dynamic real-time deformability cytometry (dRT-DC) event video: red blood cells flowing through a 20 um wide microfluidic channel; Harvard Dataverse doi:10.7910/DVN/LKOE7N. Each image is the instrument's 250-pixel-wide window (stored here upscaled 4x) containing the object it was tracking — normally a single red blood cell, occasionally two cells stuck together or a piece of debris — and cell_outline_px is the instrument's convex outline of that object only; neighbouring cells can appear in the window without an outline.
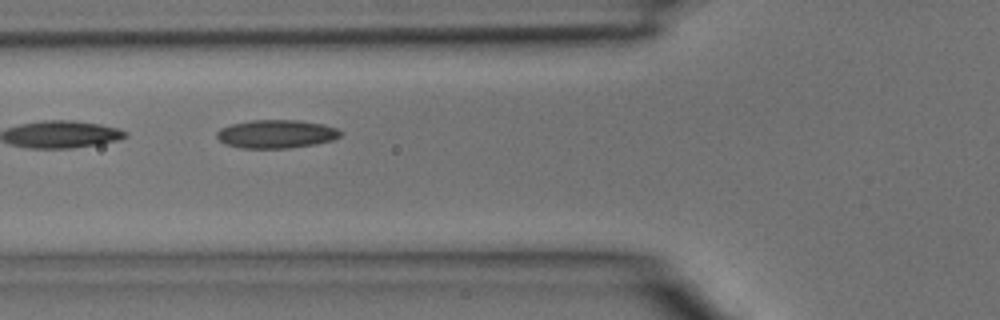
{"species": "common noctule bat (a hibernating species)", "species_latin": "Nyctalus noctula", "temperature_condition": "room temperature", "stored_images_in_passage": 4, "camera_frame_rate_fps": 3000, "um_per_image_px": 0.085, "animal": {"sex": "male", "body_mass_g": 15.6}, "frame": {"image": 1, "passage_image": 4, "time_ms": 1.0, "image_size_px": [1000, 320], "cell_outline_px": [[344, 132], [340, 136], [332, 140], [316, 144], [288, 148], [240, 148], [224, 144], [216, 136], [216, 132], [220, 128], [232, 124], [252, 120], [300, 120], [324, 124], [336, 128]], "centroid_in_image_um": [23.49, 11.39], "position_along_channel_um": 102.3, "area_um2": 20.58}}